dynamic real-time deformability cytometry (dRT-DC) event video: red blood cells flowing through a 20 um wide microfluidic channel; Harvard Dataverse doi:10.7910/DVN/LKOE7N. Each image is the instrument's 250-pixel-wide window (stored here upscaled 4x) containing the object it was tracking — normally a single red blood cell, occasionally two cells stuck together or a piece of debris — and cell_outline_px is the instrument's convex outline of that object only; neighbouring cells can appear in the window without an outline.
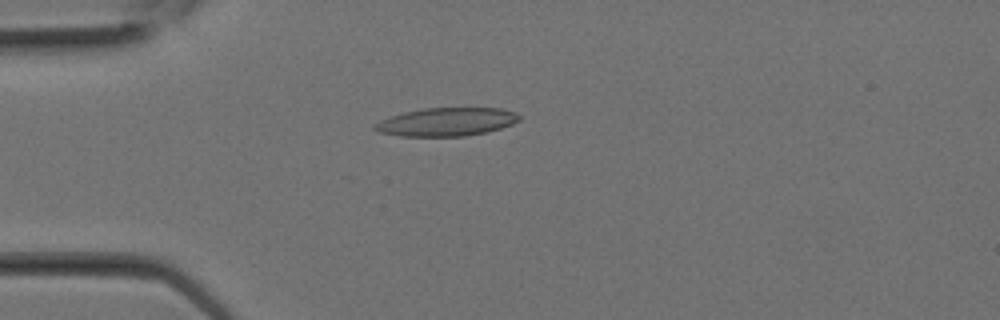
{"species": "Egyptian fruit bat (a non-hibernating species)", "species_latin": "Rousettus aegyptiacus", "temperature_condition": "room temperature", "stored_images_in_passage": 11, "camera_frame_rate_fps": 3000, "um_per_image_px": 0.085, "animal": {"sex": "female"}, "frame": {"image": 1, "passage_image": 7, "time_ms": 2.0, "image_size_px": [1000, 320], "cell_outline_px": [[520, 120], [512, 124], [500, 128], [484, 132], [464, 136], [400, 136], [380, 132], [372, 128], [372, 124], [380, 120], [404, 112], [424, 108], [500, 108], [512, 112], [520, 116]], "centroid_in_image_um": [37.91, 10.36], "position_along_channel_um": 47.1, "area_um2": 23.64}}
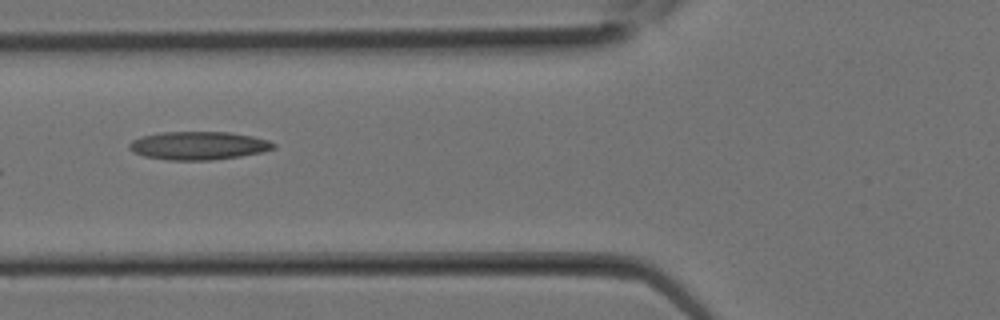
{"frame": {"image": 2, "passage_image": 10, "time_ms": 3.0, "image_size_px": [1000, 320], "cell_outline_px": [[276, 148], [260, 152], [240, 156], [212, 160], [168, 160], [144, 156], [132, 152], [128, 148], [128, 144], [132, 140], [140, 136], [160, 132], [228, 132], [252, 136], [268, 140], [276, 144]], "centroid_in_image_um": [16.83, 12.37], "position_along_channel_um": 109.0, "area_um2": 23.81}}